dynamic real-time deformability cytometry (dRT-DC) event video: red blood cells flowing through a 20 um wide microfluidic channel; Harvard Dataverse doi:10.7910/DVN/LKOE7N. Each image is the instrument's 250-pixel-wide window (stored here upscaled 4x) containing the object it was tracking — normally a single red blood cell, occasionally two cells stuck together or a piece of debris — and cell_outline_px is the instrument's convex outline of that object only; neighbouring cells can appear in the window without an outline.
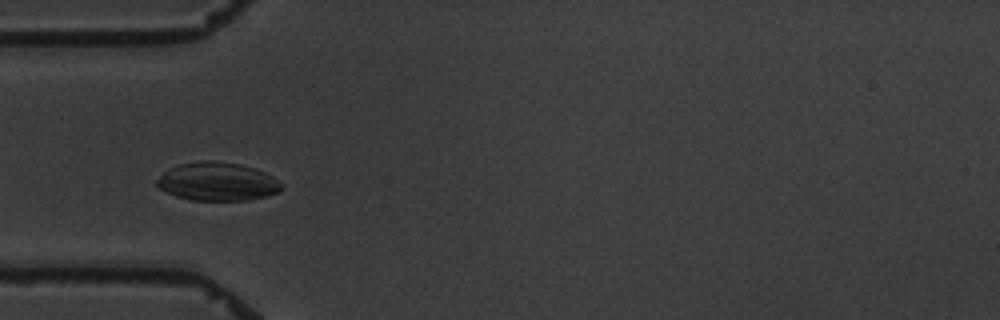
{"species": "common noctule bat (a hibernating species)", "species_latin": "Nyctalus noctula", "temperature_condition": "warm", "stored_images_in_passage": 9, "camera_frame_rate_fps": 3000, "um_per_image_px": 0.085, "animal": {"sex": "male", "body_mass_g": 19.5, "forearm_length_mm": 54.6}, "frame": {"image": 1, "passage_image": 3, "time_ms": 3.333, "image_size_px": [1000, 320], "cell_outline_px": [[284, 188], [280, 192], [248, 200], [192, 200], [176, 196], [156, 188], [156, 180], [168, 168], [176, 164], [200, 160], [216, 160], [240, 164], [264, 172], [272, 176], [284, 184]], "centroid_in_image_um": [18.46, 15.42], "position_along_channel_um": 66.5, "area_um2": 28.21}}
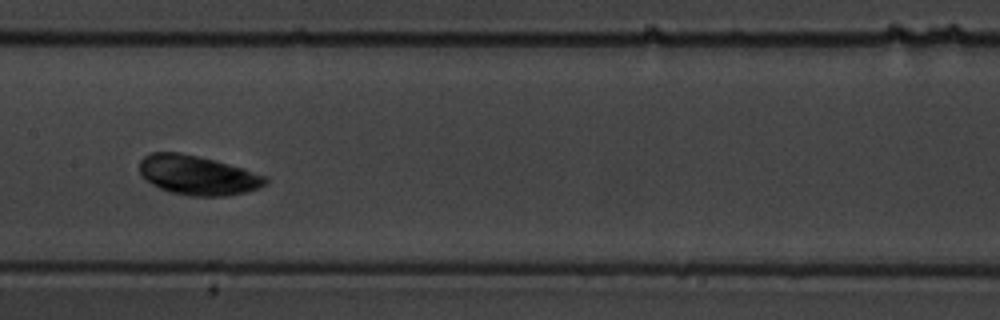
{"frame": {"image": 2, "passage_image": 6, "time_ms": 7.0, "image_size_px": [1000, 320], "cell_outline_px": [[268, 184], [260, 188], [228, 196], [188, 196], [168, 192], [152, 184], [140, 172], [140, 160], [144, 156], [152, 152], [180, 152], [244, 168], [268, 176]], "centroid_in_image_um": [16.84, 14.9], "position_along_channel_um": 190.6, "area_um2": 28.96}}
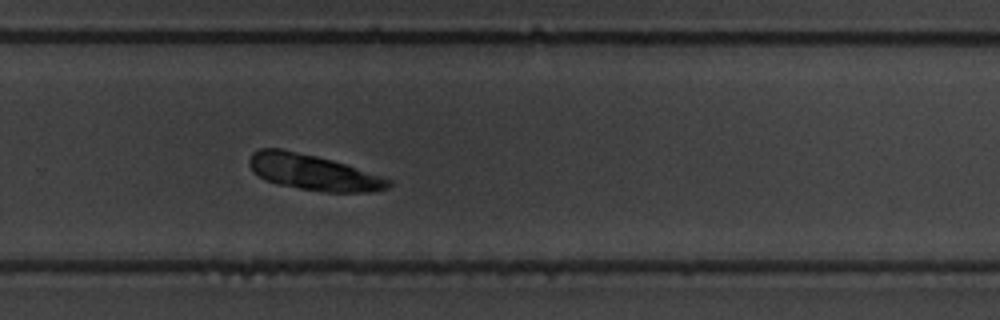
{"frame": {"image": 3, "passage_image": 9, "time_ms": 10.333, "image_size_px": [1000, 320], "cell_outline_px": [[392, 184], [388, 188], [372, 192], [324, 192], [300, 188], [280, 184], [264, 180], [252, 172], [248, 164], [248, 160], [252, 152], [260, 148], [280, 148], [316, 156], [332, 160], [392, 180]], "centroid_in_image_um": [26.57, 14.65], "position_along_channel_um": 303.2, "area_um2": 28.84}}